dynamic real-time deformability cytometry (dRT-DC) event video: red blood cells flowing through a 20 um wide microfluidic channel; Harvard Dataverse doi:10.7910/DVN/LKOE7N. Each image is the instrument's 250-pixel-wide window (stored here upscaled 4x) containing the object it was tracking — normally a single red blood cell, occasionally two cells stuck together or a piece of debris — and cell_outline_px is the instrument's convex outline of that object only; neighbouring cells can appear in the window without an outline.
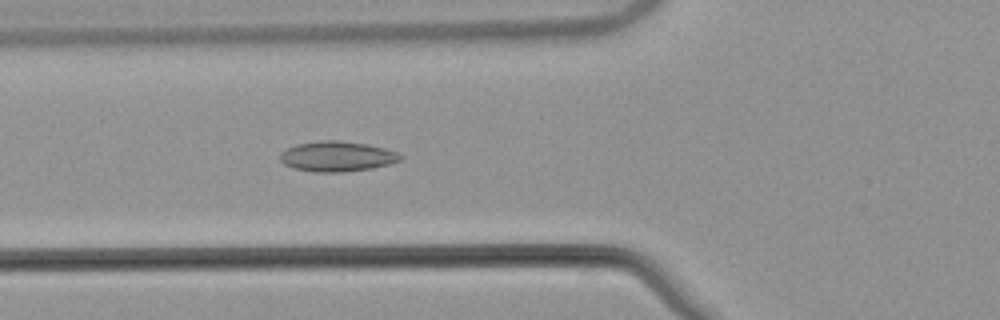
{"species": "common noctule bat (a hibernating species)", "species_latin": "Nyctalus noctula", "temperature_condition": "warm", "stored_images_in_passage": 25, "camera_frame_rate_fps": 3000, "um_per_image_px": 0.085, "animal": {"sex": "male", "body_mass_g": 21.5, "forearm_length_mm": 52.0}, "frame": {"image": 1, "passage_image": 7, "time_ms": 2.0, "image_size_px": [1000, 320], "cell_outline_px": [[404, 156], [400, 160], [388, 164], [372, 168], [344, 172], [312, 172], [292, 168], [284, 164], [280, 160], [280, 152], [296, 144], [320, 140], [340, 140], [368, 144], [384, 148], [396, 152]], "centroid_in_image_um": [28.62, 13.29], "position_along_channel_um": 97.2, "area_um2": 21.33}}
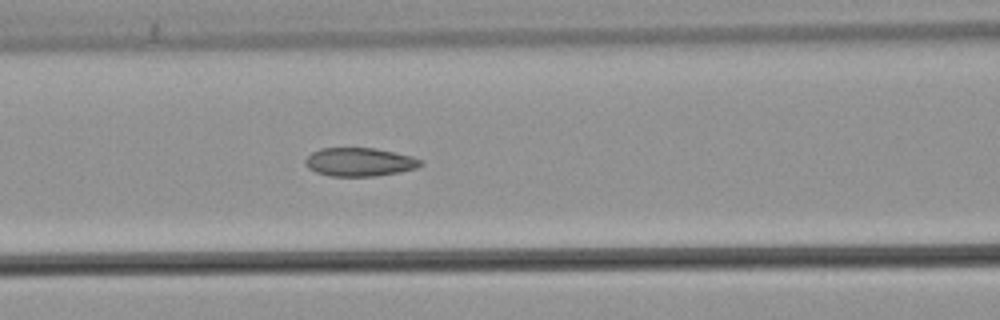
{"frame": {"image": 2, "passage_image": 10, "time_ms": 3.0, "image_size_px": [1000, 320], "cell_outline_px": [[424, 164], [416, 168], [400, 172], [376, 176], [328, 176], [316, 172], [308, 168], [304, 164], [304, 160], [312, 152], [320, 148], [376, 148], [412, 156], [424, 160]], "centroid_in_image_um": [30.57, 13.77], "position_along_channel_um": 136.0, "area_um2": 19.36}}
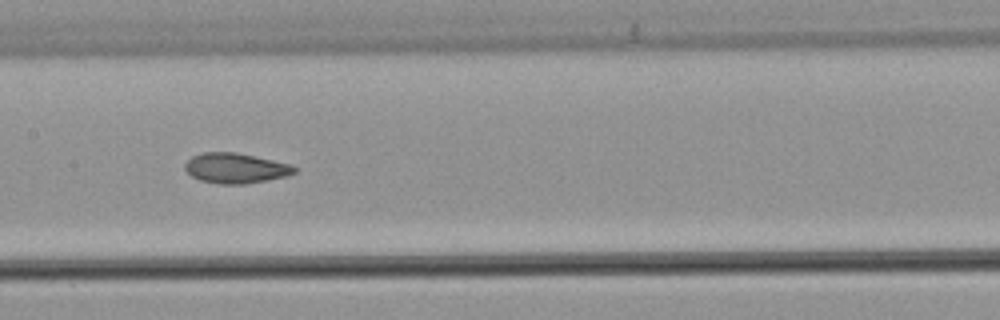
{"frame": {"image": 3, "passage_image": 14, "time_ms": 4.333, "image_size_px": [1000, 320], "cell_outline_px": [[296, 172], [288, 176], [268, 180], [244, 184], [220, 184], [200, 180], [192, 176], [184, 168], [184, 164], [192, 156], [204, 152], [236, 152], [292, 164], [296, 168]], "centroid_in_image_um": [20.05, 14.29], "position_along_channel_um": 187.4, "area_um2": 19.31}}